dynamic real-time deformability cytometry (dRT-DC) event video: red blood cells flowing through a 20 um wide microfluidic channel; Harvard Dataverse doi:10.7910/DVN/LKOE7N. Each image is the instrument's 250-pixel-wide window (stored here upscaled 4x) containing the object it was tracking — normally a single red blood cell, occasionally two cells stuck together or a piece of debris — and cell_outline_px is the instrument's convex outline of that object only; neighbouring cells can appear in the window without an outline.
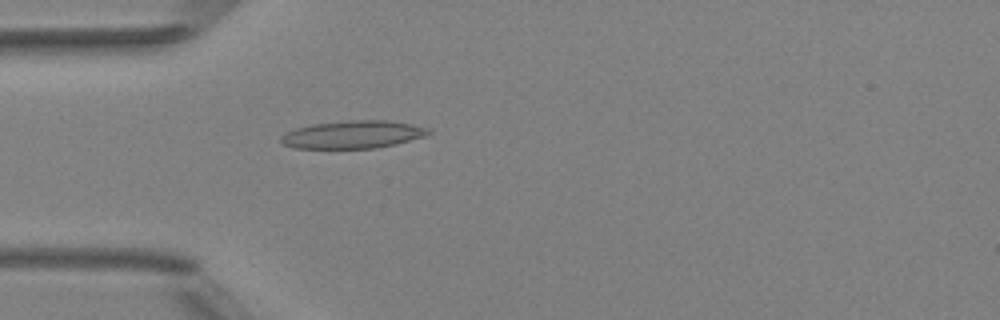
{"species": "Egyptian fruit bat (a non-hibernating species)", "species_latin": "Rousettus aegyptiacus", "temperature_condition": "room temperature", "stored_images_in_passage": 4, "camera_frame_rate_fps": 3000, "um_per_image_px": 0.085, "animal": {"sex": "female"}, "frame": {"image": 1, "passage_image": 4, "time_ms": 3.667, "image_size_px": [1000, 320], "cell_outline_px": [[432, 132], [424, 136], [396, 144], [376, 148], [296, 148], [284, 144], [280, 140], [280, 136], [296, 128], [312, 124], [348, 120], [392, 120], [432, 128]], "centroid_in_image_um": [30.05, 11.42], "position_along_channel_um": 54.9, "area_um2": 23.93}}